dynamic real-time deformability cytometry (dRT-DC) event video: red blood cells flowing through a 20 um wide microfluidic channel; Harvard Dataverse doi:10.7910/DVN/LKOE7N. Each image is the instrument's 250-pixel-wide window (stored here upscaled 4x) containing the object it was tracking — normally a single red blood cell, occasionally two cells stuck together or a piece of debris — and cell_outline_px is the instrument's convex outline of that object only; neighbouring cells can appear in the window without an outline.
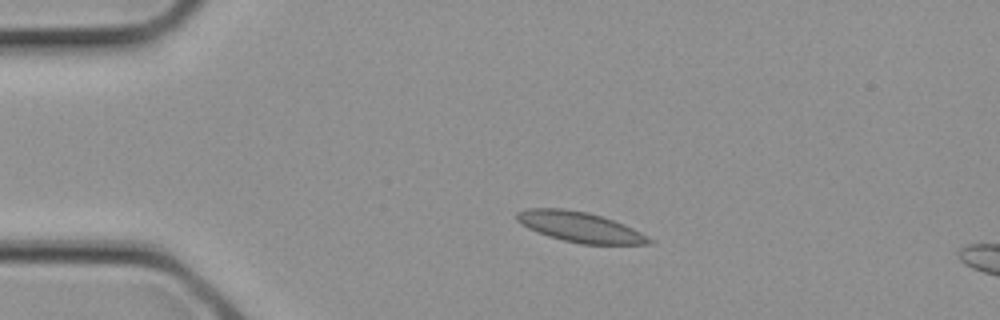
{"species": "common noctule bat (a hibernating species)", "species_latin": "Nyctalus noctula", "temperature_condition": "cold", "stored_images_in_passage": 3, "camera_frame_rate_fps": 3000, "um_per_image_px": 0.085, "animal": {"sex": "female", "body_mass_g": 21.9}, "frame": {"image": 1, "passage_image": 2, "time_ms": 0.333, "image_size_px": [1000, 320], "cell_outline_px": [[652, 244], [580, 244], [548, 236], [528, 228], [516, 220], [516, 212], [528, 208], [564, 208], [588, 212], [624, 224], [640, 232], [652, 240]], "centroid_in_image_um": [49.26, 19.28], "position_along_channel_um": 35.7, "area_um2": 23.12}}